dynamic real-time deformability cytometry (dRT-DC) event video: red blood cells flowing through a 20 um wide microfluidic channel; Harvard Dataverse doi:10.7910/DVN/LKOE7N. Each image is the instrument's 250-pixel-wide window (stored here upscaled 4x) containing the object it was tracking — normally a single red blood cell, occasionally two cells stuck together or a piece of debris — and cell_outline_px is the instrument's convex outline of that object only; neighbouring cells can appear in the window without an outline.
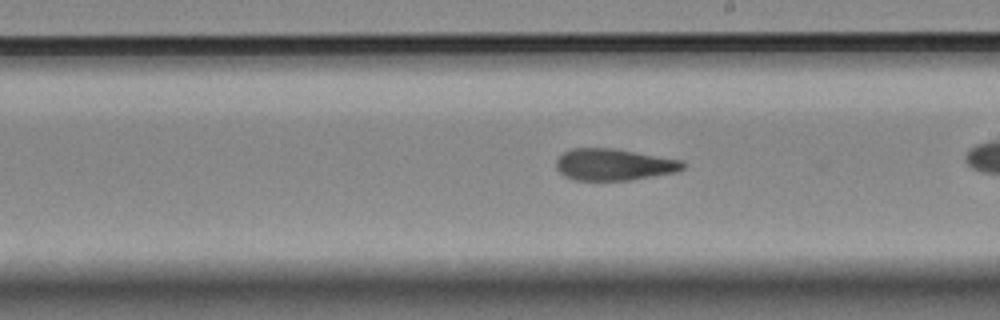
{"species": "Egyptian fruit bat (a non-hibernating species)", "species_latin": "Rousettus aegyptiacus", "temperature_condition": "room temperature", "stored_images_in_passage": 40, "camera_frame_rate_fps": 3000, "um_per_image_px": 0.085, "animal": {"sex": "female"}, "frame": {"image": 1, "passage_image": 29, "time_ms": 9.333, "image_size_px": [1000, 320], "cell_outline_px": [[684, 168], [676, 172], [628, 180], [576, 180], [564, 176], [556, 168], [556, 160], [564, 152], [572, 148], [612, 148], [684, 160]], "centroid_in_image_um": [52.17, 13.98], "position_along_channel_um": 236.8, "area_um2": 23.29}}